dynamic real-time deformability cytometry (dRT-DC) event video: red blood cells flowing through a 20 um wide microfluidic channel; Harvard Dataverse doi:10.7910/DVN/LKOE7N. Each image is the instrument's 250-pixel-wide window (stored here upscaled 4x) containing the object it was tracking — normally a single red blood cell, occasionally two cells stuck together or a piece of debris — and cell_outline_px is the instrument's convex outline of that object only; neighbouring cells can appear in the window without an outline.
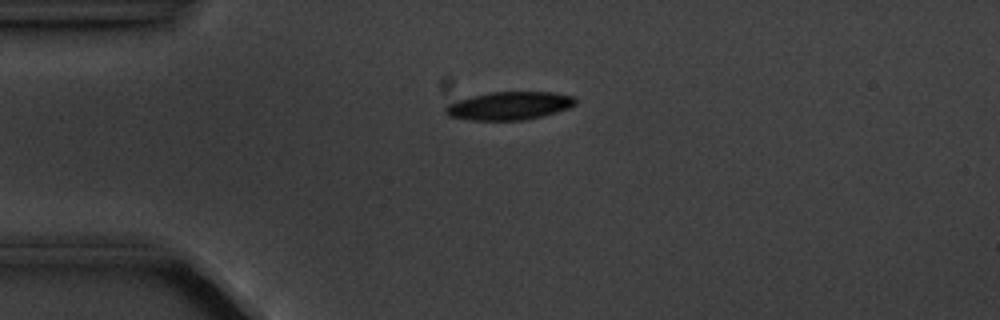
{"species": "common noctule bat (a hibernating species)", "species_latin": "Nyctalus noctula", "temperature_condition": "cold", "stored_images_in_passage": 5, "camera_frame_rate_fps": 3000, "um_per_image_px": 0.085, "animal": {"sex": "male", "body_mass_g": 20.1, "forearm_length_mm": 53.5}, "frame": {"image": 1, "passage_image": 4, "time_ms": 3.667, "image_size_px": [1000, 320], "cell_outline_px": [[576, 104], [568, 108], [556, 112], [524, 120], [468, 120], [448, 116], [444, 112], [444, 108], [448, 104], [456, 100], [488, 92], [552, 92], [576, 96]], "centroid_in_image_um": [43.26, 8.98], "position_along_channel_um": 41.7, "area_um2": 21.39}}